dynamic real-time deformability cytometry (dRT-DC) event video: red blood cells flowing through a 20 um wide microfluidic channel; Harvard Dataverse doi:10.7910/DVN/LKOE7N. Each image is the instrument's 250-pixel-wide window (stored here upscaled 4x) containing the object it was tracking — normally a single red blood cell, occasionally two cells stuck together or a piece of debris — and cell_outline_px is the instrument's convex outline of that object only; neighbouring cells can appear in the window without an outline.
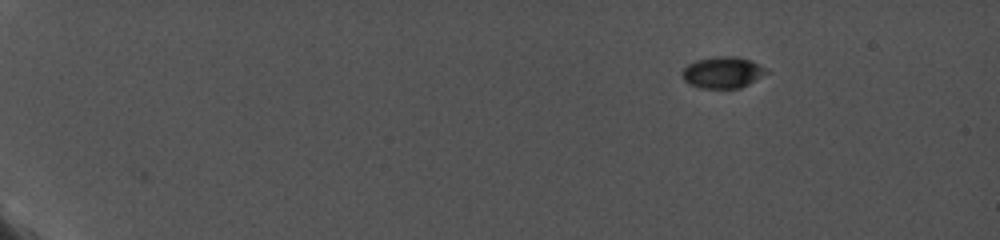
{"species": "common noctule bat (a hibernating species)", "species_latin": "Nyctalus noctula", "temperature_condition": "cold", "stored_images_in_passage": 3, "camera_frame_rate_fps": 5000, "um_per_image_px": 0.085, "animal": {"sex": "female", "body_mass_g": 19.0, "forearm_length_mm": 56.7}, "frame": {"image": 1, "passage_image": 1, "time_ms": 0.0, "image_size_px": [1000, 240], "cell_outline_px": [[772, 72], [740, 88], [700, 88], [688, 84], [684, 80], [684, 68], [688, 64], [700, 60], [724, 56], [732, 56], [748, 60]], "centroid_in_image_um": [61.46, 6.19], "position_along_channel_um": 23.5, "area_um2": 15.03}}